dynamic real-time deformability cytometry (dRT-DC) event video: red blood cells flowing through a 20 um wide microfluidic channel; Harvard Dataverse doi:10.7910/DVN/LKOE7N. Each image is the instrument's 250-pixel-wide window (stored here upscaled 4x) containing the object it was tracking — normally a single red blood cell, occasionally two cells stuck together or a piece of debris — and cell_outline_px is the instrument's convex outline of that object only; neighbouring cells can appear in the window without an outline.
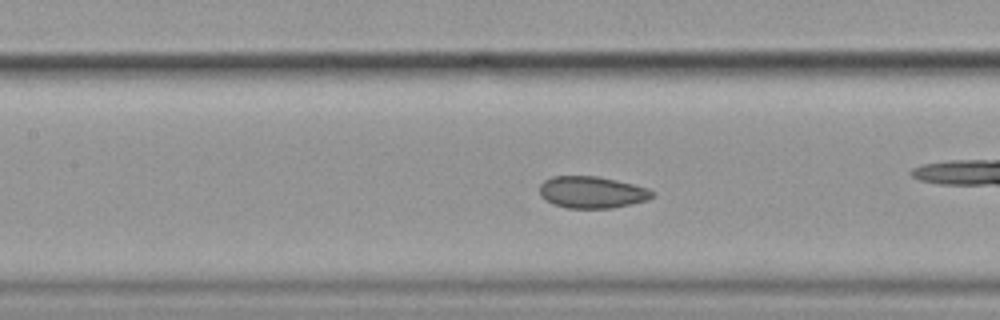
{"species": "common noctule bat (a hibernating species)", "species_latin": "Nyctalus noctula", "temperature_condition": "cold", "stored_images_in_passage": 57, "camera_frame_rate_fps": 3000, "um_per_image_px": 0.085, "animal": {"sex": "female", "body_mass_g": 19.9}, "frame": {"image": 1, "passage_image": 25, "time_ms": 8.0, "image_size_px": [1000, 320], "cell_outline_px": [[652, 196], [648, 200], [632, 204], [612, 208], [568, 208], [552, 204], [540, 196], [540, 184], [544, 180], [552, 176], [596, 176], [616, 180], [648, 188], [652, 192]], "centroid_in_image_um": [50.28, 16.34], "position_along_channel_um": 157.1, "area_um2": 20.87}, "authors_computed_cell_mechanics": {"area_um2": 22.5998, "velocity_mm_per_s": 3.5522, "shape_relaxation_time_tau1_ms": null, "shape_relaxation_time_tau2_ms": 1.8766, "deformation_change_tau1": null, "deformation_change_tau2": 0.06}}